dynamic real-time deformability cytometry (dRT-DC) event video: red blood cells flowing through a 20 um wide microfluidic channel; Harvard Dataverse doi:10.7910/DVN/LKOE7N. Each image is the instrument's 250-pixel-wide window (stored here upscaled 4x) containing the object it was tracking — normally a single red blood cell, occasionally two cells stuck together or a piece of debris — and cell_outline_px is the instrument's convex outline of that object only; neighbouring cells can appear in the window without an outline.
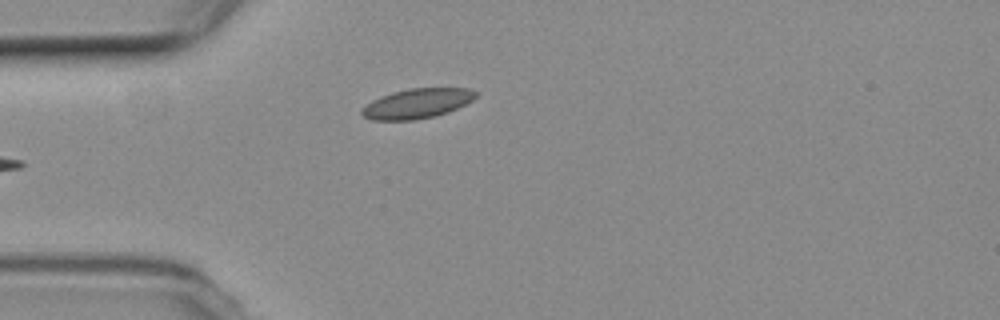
{"species": "common noctule bat (a hibernating species)", "species_latin": "Nyctalus noctula", "temperature_condition": "room temperature", "stored_images_in_passage": 4, "camera_frame_rate_fps": 3000, "um_per_image_px": 0.085, "animal": {"sex": "female", "body_mass_g": 19.3, "forearm_length_mm": 54.1}, "frame": {"image": 1, "passage_image": 4, "time_ms": 3.667, "image_size_px": [1000, 320], "cell_outline_px": [[476, 96], [472, 100], [448, 112], [436, 116], [416, 120], [372, 120], [364, 116], [360, 112], [360, 108], [372, 100], [380, 96], [392, 92], [408, 88], [468, 88], [476, 92]], "centroid_in_image_um": [35.4, 8.8], "position_along_channel_um": 49.6, "area_um2": 19.83}}